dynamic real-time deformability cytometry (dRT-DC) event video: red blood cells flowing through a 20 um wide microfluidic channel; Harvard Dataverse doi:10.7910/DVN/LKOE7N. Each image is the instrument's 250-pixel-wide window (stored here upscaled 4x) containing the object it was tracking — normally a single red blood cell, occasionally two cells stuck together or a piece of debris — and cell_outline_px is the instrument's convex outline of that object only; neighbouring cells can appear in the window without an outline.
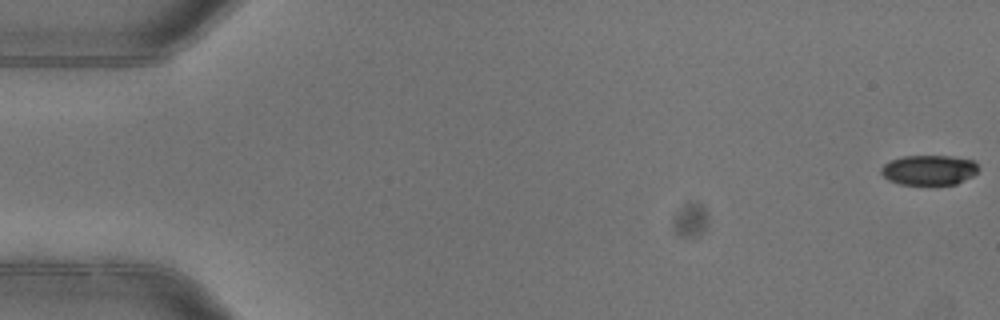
{"species": "common noctule bat (a hibernating species)", "species_latin": "Nyctalus noctula", "temperature_condition": "warm", "stored_images_in_passage": 5, "camera_frame_rate_fps": 3000, "um_per_image_px": 0.085, "animal": {"sex": "female"}, "frame": {"image": 1, "passage_image": 1, "time_ms": 0.0, "image_size_px": [1000, 320], "cell_outline_px": [[980, 168], [972, 176], [956, 184], [900, 184], [888, 180], [880, 172], [880, 168], [884, 164], [892, 160], [904, 156], [952, 156], [972, 160]], "centroid_in_image_um": [78.96, 14.45], "position_along_channel_um": 6.0, "area_um2": 16.88}}